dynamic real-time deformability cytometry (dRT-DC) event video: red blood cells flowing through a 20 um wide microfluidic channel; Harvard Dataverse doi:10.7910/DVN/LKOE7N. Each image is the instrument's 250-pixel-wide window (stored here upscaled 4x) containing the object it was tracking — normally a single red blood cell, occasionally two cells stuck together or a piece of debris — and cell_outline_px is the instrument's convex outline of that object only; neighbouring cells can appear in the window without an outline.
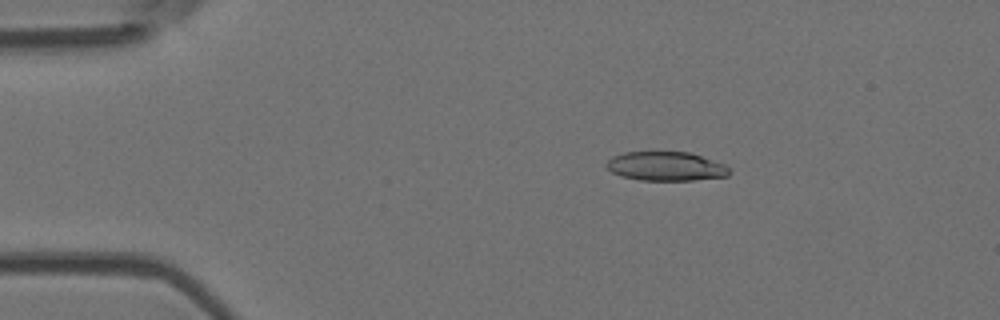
{"species": "Egyptian fruit bat (a non-hibernating species)", "species_latin": "Rousettus aegyptiacus", "temperature_condition": "room temperature", "stored_images_in_passage": 13, "camera_frame_rate_fps": 3000, "um_per_image_px": 0.085, "animal": {"sex": "female"}, "frame": {"image": 1, "passage_image": 9, "time_ms": 2.667, "image_size_px": [1000, 320], "cell_outline_px": [[728, 176], [692, 180], [640, 180], [620, 176], [612, 172], [604, 164], [612, 156], [624, 152], [688, 152], [724, 164], [728, 168]], "centroid_in_image_um": [56.54, 14.13], "position_along_channel_um": 28.5, "area_um2": 20.63}}